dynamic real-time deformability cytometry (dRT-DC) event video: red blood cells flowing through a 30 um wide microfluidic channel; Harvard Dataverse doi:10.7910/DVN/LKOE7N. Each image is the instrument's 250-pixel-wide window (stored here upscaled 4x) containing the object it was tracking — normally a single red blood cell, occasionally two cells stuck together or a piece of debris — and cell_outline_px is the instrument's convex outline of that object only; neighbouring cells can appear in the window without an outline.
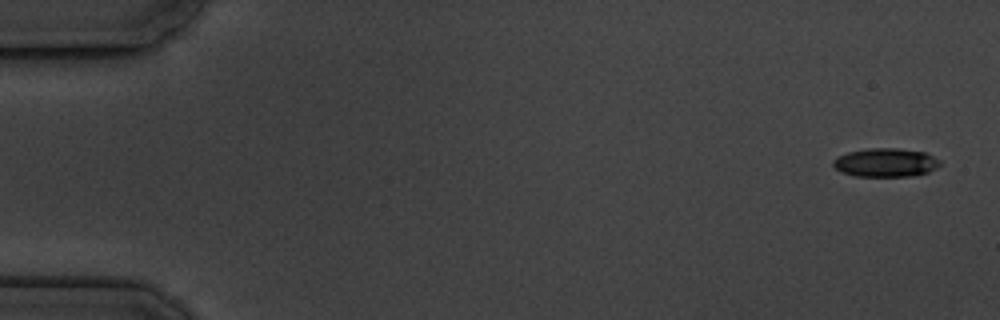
{"species": "common noctule bat (a hibernating species)", "species_latin": "Nyctalus noctula", "temperature_condition": "cold", "stored_images_in_passage": 6, "camera_frame_rate_fps": 3000, "um_per_image_px": 0.085, "animal": {"sex": "male", "body_mass_g": 19.5, "forearm_length_mm": 54.6}, "frame": {"image": 1, "passage_image": 1, "time_ms": 0.0, "image_size_px": [1000, 320], "cell_outline_px": [[940, 164], [936, 168], [928, 172], [912, 176], [856, 176], [840, 172], [832, 164], [832, 160], [836, 156], [848, 152], [868, 148], [896, 148], [928, 152], [940, 160]], "centroid_in_image_um": [75.27, 13.81], "position_along_channel_um": 9.7, "area_um2": 18.03}}
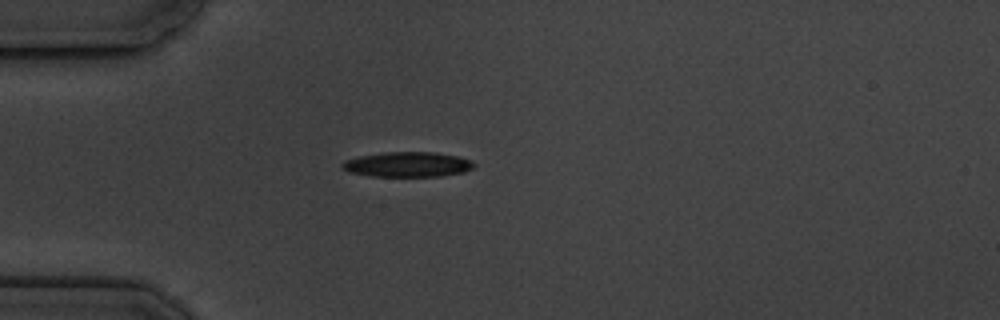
{"frame": {"image": 2, "passage_image": 5, "time_ms": 4.667, "image_size_px": [1000, 320], "cell_outline_px": [[476, 164], [472, 168], [464, 172], [440, 176], [372, 176], [348, 172], [340, 168], [340, 164], [344, 160], [360, 156], [384, 152], [432, 152], [460, 156], [472, 160]], "centroid_in_image_um": [34.63, 13.97], "position_along_channel_um": 50.4, "area_um2": 19.36}}